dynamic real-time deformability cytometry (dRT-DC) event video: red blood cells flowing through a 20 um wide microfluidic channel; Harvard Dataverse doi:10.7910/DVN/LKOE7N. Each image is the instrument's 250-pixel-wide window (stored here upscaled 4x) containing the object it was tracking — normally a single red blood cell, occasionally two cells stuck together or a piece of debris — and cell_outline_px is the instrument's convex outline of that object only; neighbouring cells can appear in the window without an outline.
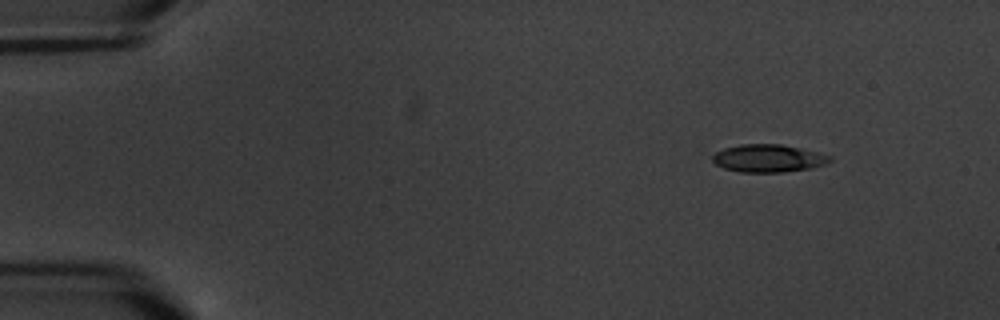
{"species": "common noctule bat (a hibernating species)", "species_latin": "Nyctalus noctula", "temperature_condition": "warm", "stored_images_in_passage": 15, "camera_frame_rate_fps": 3000, "um_per_image_px": 0.085, "animal": {"sex": "male", "body_mass_g": 20.1, "forearm_length_mm": 53.5}, "frame": {"image": 1, "passage_image": 1, "time_ms": 0.0, "image_size_px": [1000, 320], "cell_outline_px": [[832, 160], [824, 164], [812, 168], [784, 172], [740, 172], [724, 168], [716, 164], [712, 160], [712, 156], [716, 152], [724, 148], [740, 144], [780, 144], [820, 152], [832, 156]], "centroid_in_image_um": [65.32, 13.45], "position_along_channel_um": 19.7, "area_um2": 19.02}}
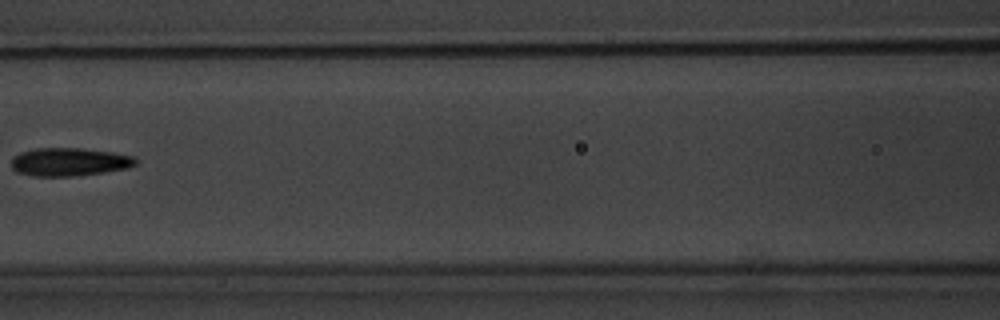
{"frame": {"image": 2, "passage_image": 7, "time_ms": 7.0, "image_size_px": [1000, 320], "cell_outline_px": [[136, 164], [128, 168], [104, 172], [72, 176], [32, 176], [16, 172], [12, 168], [12, 156], [20, 152], [36, 148], [80, 148], [112, 152], [136, 156]], "centroid_in_image_um": [5.88, 13.76], "position_along_channel_um": 160.7, "area_um2": 20.52}}
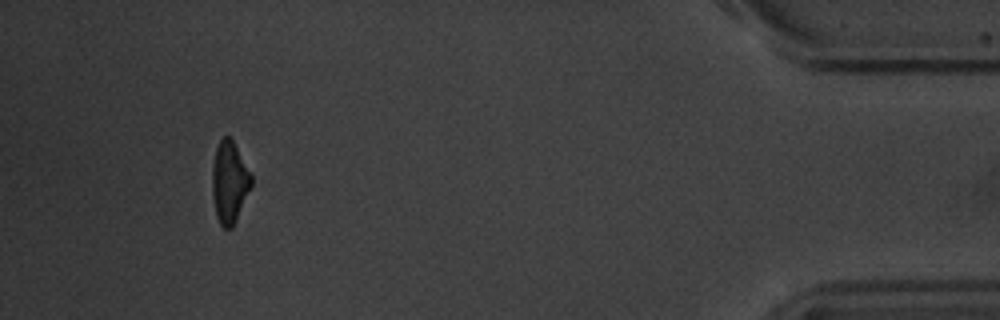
{"frame": {"image": 3, "passage_image": 15, "time_ms": 16.333, "image_size_px": [1000, 320], "cell_outline_px": [[252, 184], [236, 220], [232, 228], [224, 228], [220, 224], [216, 216], [212, 196], [212, 168], [216, 148], [220, 140], [224, 136], [228, 136], [232, 140], [252, 176]], "centroid_in_image_um": [19.48, 15.51], "position_along_channel_um": 415.7, "area_um2": 18.38}, "authors_computed_cell_mechanics": {"area_um2": 19.363, "velocity_mm_per_s": 3.3943, "shape_relaxation_time_tau1_ms": null, "shape_relaxation_time_tau2_ms": 6.0925, "deformation_change_tau1": null, "deformation_change_tau2": 0.1391}}